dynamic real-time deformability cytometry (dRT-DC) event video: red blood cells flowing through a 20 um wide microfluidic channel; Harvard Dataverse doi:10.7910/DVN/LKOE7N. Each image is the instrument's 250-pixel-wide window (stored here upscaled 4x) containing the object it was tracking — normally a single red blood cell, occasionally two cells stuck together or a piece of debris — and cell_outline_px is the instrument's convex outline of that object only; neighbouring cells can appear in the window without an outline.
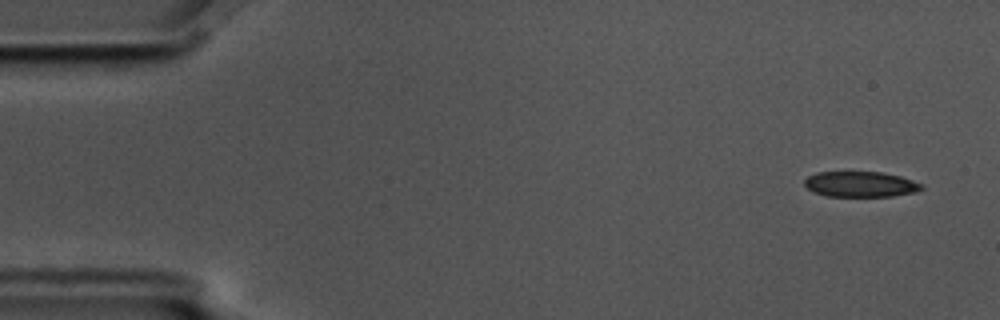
{"species": "common noctule bat (a hibernating species)", "species_latin": "Nyctalus noctula", "temperature_condition": "cold", "stored_images_in_passage": 4, "camera_frame_rate_fps": 3000, "um_per_image_px": 0.085, "animal": {"sex": "male", "body_mass_g": 17.5, "forearm_length_mm": 52.3}, "frame": {"image": 1, "passage_image": 1, "time_ms": 0.0, "image_size_px": [1000, 320], "cell_outline_px": [[924, 188], [916, 192], [892, 196], [828, 196], [812, 192], [804, 184], [804, 180], [808, 176], [816, 172], [880, 172], [900, 176], [924, 184]], "centroid_in_image_um": [73.15, 15.66], "position_along_channel_um": 11.8, "area_um2": 17.46}}